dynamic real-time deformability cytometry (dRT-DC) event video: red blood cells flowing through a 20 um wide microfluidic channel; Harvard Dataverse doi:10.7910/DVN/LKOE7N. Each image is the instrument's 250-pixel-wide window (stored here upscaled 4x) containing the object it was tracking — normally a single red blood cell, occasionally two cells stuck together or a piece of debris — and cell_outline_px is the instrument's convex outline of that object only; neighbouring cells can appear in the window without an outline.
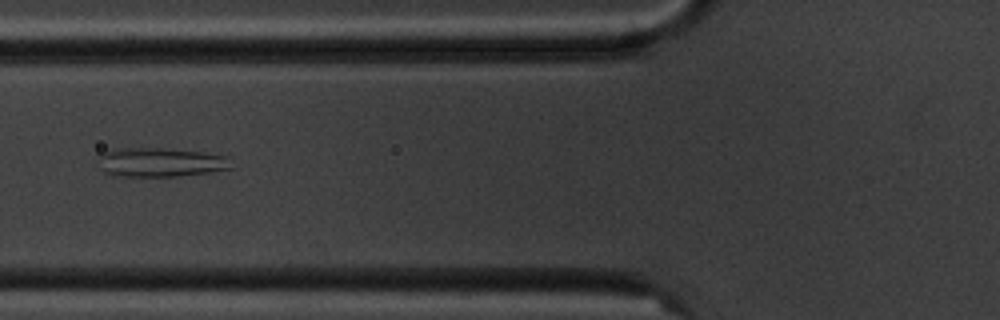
{"species": "common noctule bat (a hibernating species)", "species_latin": "Nyctalus noctula", "temperature_condition": "cold", "stored_images_in_passage": 8, "camera_frame_rate_fps": 3000, "um_per_image_px": 0.085, "animal": {"sex": "male", "body_mass_g": 20.1, "forearm_length_mm": 53.5}, "frame": {"image": 1, "passage_image": 4, "time_ms": 3.333, "image_size_px": [1000, 320], "cell_outline_px": [[232, 168], [208, 172], [180, 176], [112, 176], [104, 172], [92, 160], [104, 152], [112, 148], [164, 148], [204, 152], [228, 156]], "centroid_in_image_um": [13.53, 13.79], "position_along_channel_um": 112.3, "area_um2": 23.06}}